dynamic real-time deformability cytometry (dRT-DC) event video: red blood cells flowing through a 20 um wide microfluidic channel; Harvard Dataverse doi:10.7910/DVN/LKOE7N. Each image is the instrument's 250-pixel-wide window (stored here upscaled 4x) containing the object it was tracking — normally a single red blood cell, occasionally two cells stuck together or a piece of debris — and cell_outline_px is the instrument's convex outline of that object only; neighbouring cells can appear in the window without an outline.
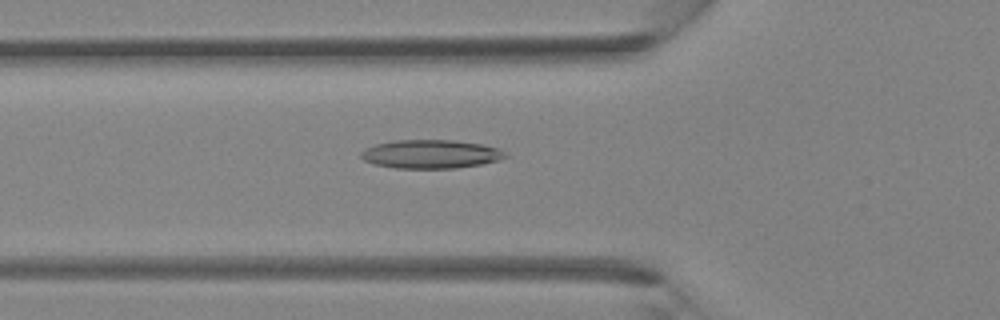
{"species": "Egyptian fruit bat (a non-hibernating species)", "species_latin": "Rousettus aegyptiacus", "temperature_condition": "room temperature", "stored_images_in_passage": 30, "camera_frame_rate_fps": 3000, "um_per_image_px": 0.085, "animal": {"sex": "female"}, "frame": {"image": 1, "passage_image": 6, "time_ms": 1.667, "image_size_px": [1000, 320], "cell_outline_px": [[508, 156], [500, 160], [480, 164], [456, 168], [396, 168], [372, 164], [364, 160], [360, 156], [360, 152], [364, 148], [376, 144], [392, 140], [452, 140], [480, 144], [496, 148], [504, 152]], "centroid_in_image_um": [36.56, 13.1], "position_along_channel_um": 89.2, "area_um2": 24.04}}
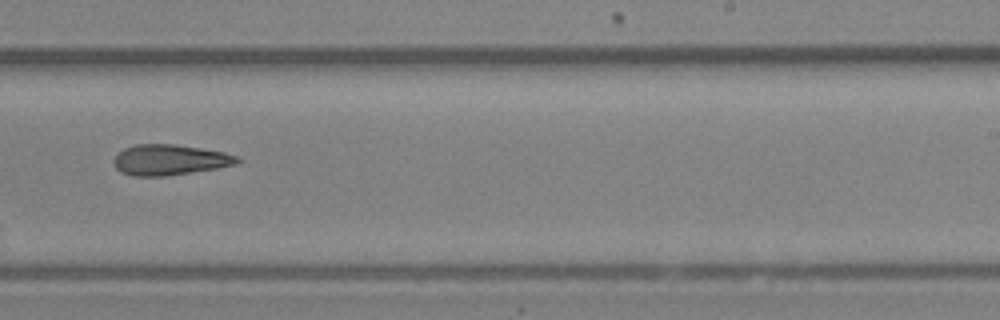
{"frame": {"image": 2, "passage_image": 17, "time_ms": 5.333, "image_size_px": [1000, 320], "cell_outline_px": [[244, 160], [236, 164], [216, 168], [164, 176], [132, 176], [120, 172], [112, 164], [112, 160], [124, 148], [136, 144], [176, 144], [224, 152], [236, 156]], "centroid_in_image_um": [14.4, 13.58], "position_along_channel_um": 274.6, "area_um2": 22.02}}
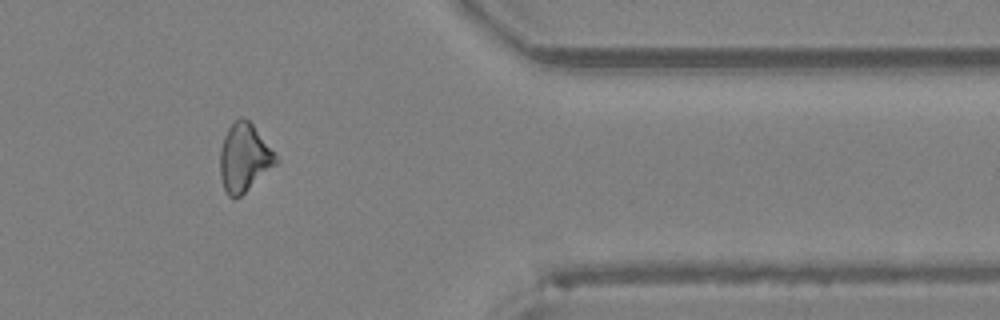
{"frame": {"image": 3, "passage_image": 25, "time_ms": 8.0, "image_size_px": [1000, 320], "cell_outline_px": [[280, 160], [276, 164], [240, 196], [228, 196], [224, 188], [220, 176], [220, 148], [224, 136], [228, 128], [240, 116], [244, 116], [252, 124]], "centroid_in_image_um": [20.74, 13.38], "position_along_channel_um": 390.7, "area_um2": 21.79}}